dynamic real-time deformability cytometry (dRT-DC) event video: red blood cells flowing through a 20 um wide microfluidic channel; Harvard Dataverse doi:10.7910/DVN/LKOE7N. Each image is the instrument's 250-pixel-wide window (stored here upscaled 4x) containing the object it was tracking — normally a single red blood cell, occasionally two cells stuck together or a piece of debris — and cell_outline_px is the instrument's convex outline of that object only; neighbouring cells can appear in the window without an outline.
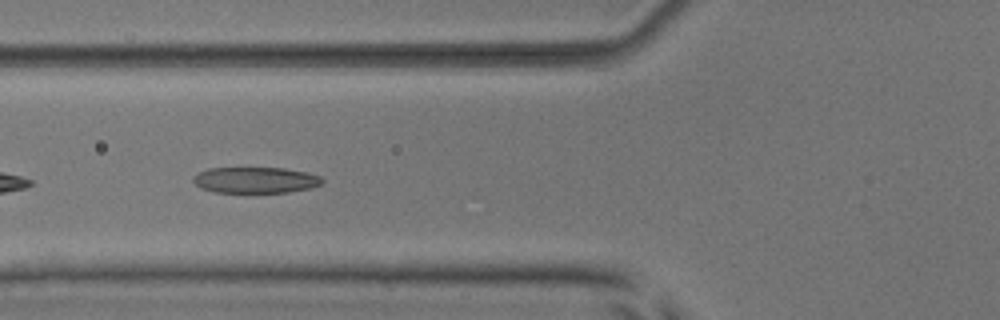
{"species": "common noctule bat (a hibernating species)", "species_latin": "Nyctalus noctula", "temperature_condition": "room temperature", "stored_images_in_passage": 37, "camera_frame_rate_fps": 3000, "um_per_image_px": 0.085, "animal": {"sex": "male", "body_mass_g": 17.9, "forearm_length_mm": 54.2}, "frame": {"image": 1, "passage_image": 6, "time_ms": 1.667, "image_size_px": [1000, 320], "cell_outline_px": [[324, 180], [320, 184], [312, 188], [288, 192], [244, 196], [212, 192], [200, 188], [192, 180], [200, 172], [208, 168], [284, 168], [308, 172], [320, 176]], "centroid_in_image_um": [21.71, 15.36], "position_along_channel_um": 104.1, "area_um2": 20.63}}
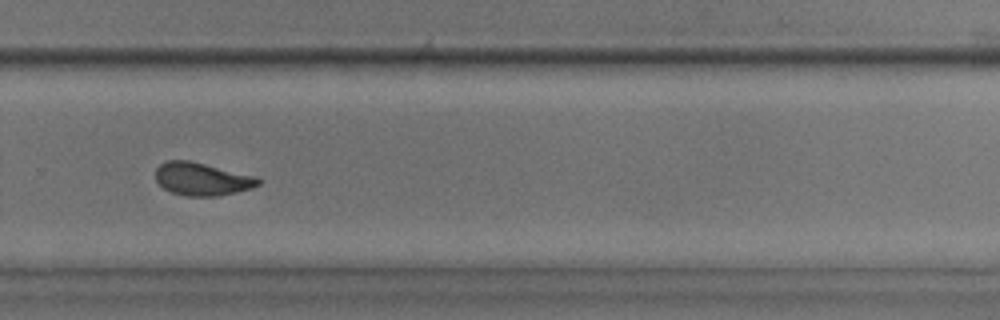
{"frame": {"image": 2, "passage_image": 22, "time_ms": 7.0, "image_size_px": [1000, 320], "cell_outline_px": [[264, 180], [260, 184], [252, 188], [236, 192], [216, 196], [184, 196], [172, 192], [164, 188], [156, 180], [156, 168], [160, 164], [168, 160], [188, 160], [256, 176]], "centroid_in_image_um": [17.2, 15.22], "position_along_channel_um": 312.6, "area_um2": 19.65}}
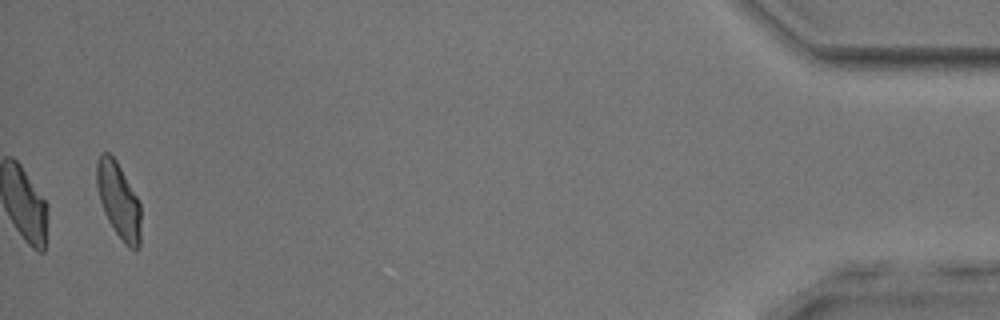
{"frame": {"image": 3, "passage_image": 37, "time_ms": 12.0, "image_size_px": [1000, 320], "cell_outline_px": [[140, 248], [136, 252], [128, 248], [124, 244], [108, 220], [104, 212], [100, 200], [96, 184], [96, 164], [100, 152], [108, 152], [116, 160], [136, 196], [140, 204]], "centroid_in_image_um": [10.08, 17.07], "position_along_channel_um": 425.1, "area_um2": 19.48}, "authors_computed_cell_mechanics": {"area_um2": 20.3456, "velocity_mm_per_s": 3.9231, "shape_relaxation_time_tau1_ms": 3.4596, "shape_relaxation_time_tau2_ms": 1.3814, "deformation_change_tau1": 0.1554, "deformation_change_tau2": 0.0837}}